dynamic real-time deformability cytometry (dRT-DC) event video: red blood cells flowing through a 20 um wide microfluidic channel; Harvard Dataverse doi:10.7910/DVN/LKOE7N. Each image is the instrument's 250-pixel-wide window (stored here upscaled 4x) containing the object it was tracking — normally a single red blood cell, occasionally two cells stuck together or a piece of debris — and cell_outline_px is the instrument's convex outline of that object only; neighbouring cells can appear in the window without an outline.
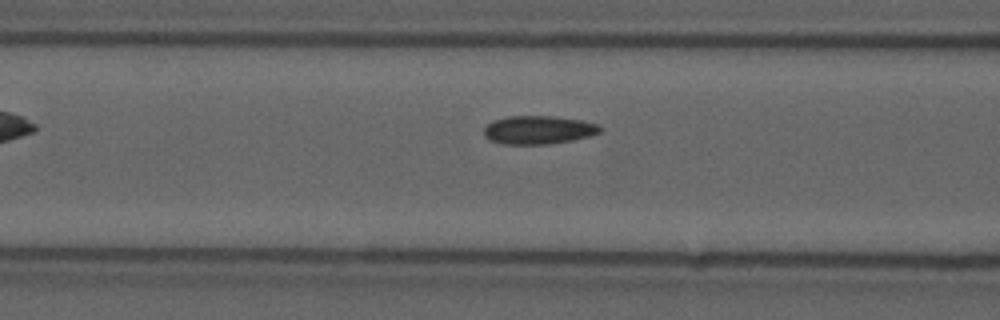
{"species": "common noctule bat (a hibernating species)", "species_latin": "Nyctalus noctula", "temperature_condition": "cold", "stored_images_in_passage": 7, "camera_frame_rate_fps": 3000, "um_per_image_px": 0.085, "animal": {"sex": "male", "forearm_length_mm": 52.5}, "frame": {"image": 1, "passage_image": 7, "time_ms": 2.0, "image_size_px": [1000, 320], "cell_outline_px": [[604, 128], [600, 132], [588, 136], [572, 140], [548, 144], [504, 144], [488, 140], [484, 136], [484, 128], [492, 120], [508, 116], [552, 116], [580, 120], [596, 124]], "centroid_in_image_um": [45.73, 11.04], "position_along_channel_um": 120.9, "area_um2": 19.19}}